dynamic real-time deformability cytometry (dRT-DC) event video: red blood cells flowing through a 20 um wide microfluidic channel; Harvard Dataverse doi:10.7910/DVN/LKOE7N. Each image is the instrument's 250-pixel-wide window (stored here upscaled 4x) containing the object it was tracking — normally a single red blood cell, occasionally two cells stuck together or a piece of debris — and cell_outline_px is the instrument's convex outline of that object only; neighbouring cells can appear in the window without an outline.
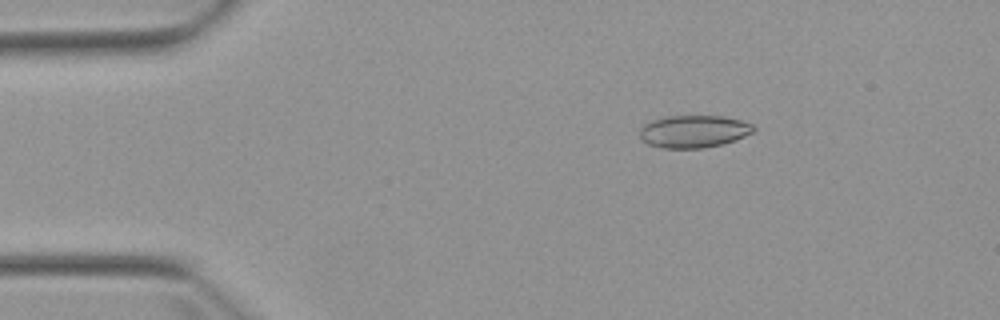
{"species": "Egyptian fruit bat (a non-hibernating species)", "species_latin": "Rousettus aegyptiacus", "temperature_condition": "warm", "stored_images_in_passage": 4, "camera_frame_rate_fps": 3000, "um_per_image_px": 0.085, "animal": {"sex": "female"}, "frame": {"image": 1, "passage_image": 2, "time_ms": 1.333, "image_size_px": [1000, 320], "cell_outline_px": [[756, 128], [752, 132], [736, 140], [704, 148], [664, 148], [648, 144], [640, 140], [640, 128], [644, 124], [652, 120], [664, 116], [724, 116], [740, 120], [752, 124]], "centroid_in_image_um": [58.94, 11.17], "position_along_channel_um": 26.1, "area_um2": 21.56}}